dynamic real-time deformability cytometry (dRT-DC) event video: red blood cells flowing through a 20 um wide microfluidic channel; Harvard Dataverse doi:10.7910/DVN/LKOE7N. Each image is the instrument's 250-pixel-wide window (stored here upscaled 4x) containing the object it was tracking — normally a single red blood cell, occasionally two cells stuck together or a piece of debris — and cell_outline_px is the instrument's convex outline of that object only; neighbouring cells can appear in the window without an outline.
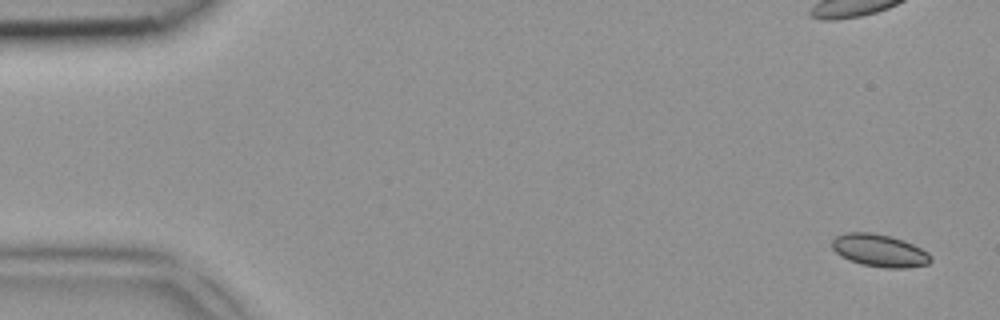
{"species": "common noctule bat (a hibernating species)", "species_latin": "Nyctalus noctula", "temperature_condition": "room temperature", "stored_images_in_passage": 3, "camera_frame_rate_fps": 3000, "um_per_image_px": 0.085, "animal": {"sex": "female", "body_mass_g": 18.4}, "frame": {"image": 1, "passage_image": 1, "time_ms": 0.0, "image_size_px": [1000, 320], "cell_outline_px": [[932, 260], [928, 264], [908, 268], [884, 268], [860, 264], [848, 260], [840, 256], [832, 248], [832, 240], [836, 236], [844, 232], [872, 232], [892, 236], [904, 240], [928, 252], [932, 256]], "centroid_in_image_um": [74.75, 21.29], "position_along_channel_um": 10.2, "area_um2": 19.02}}